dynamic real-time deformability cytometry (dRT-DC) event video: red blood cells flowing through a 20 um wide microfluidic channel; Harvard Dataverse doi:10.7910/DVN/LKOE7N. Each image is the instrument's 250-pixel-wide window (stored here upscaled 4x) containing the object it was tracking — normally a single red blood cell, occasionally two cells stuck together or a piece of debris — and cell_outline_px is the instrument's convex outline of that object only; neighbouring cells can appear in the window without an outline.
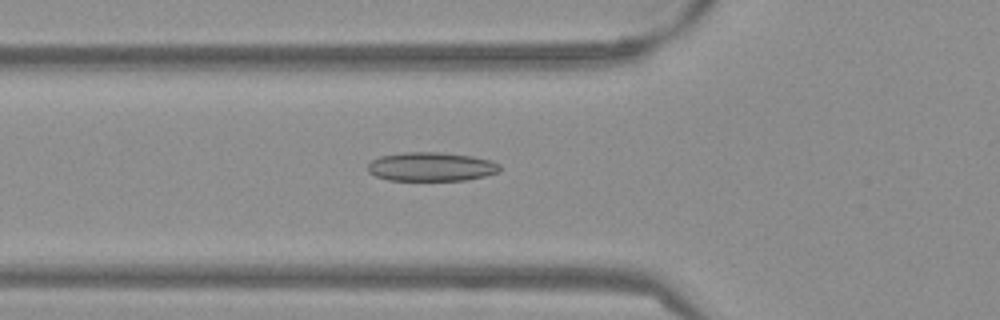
{"species": "Egyptian fruit bat (a non-hibernating species)", "species_latin": "Rousettus aegyptiacus", "temperature_condition": "warm", "stored_images_in_passage": 54, "camera_frame_rate_fps": 3000, "um_per_image_px": 0.085, "frame": {"image": 1, "passage_image": 20, "time_ms": 6.333, "image_size_px": [1000, 320], "cell_outline_px": [[492, 172], [476, 176], [456, 180], [396, 180], [380, 176], [376, 172], [388, 156], [460, 156], [480, 160]], "centroid_in_image_um": [36.67, 14.28], "position_along_channel_um": 89.1, "area_um2": 16.88}}
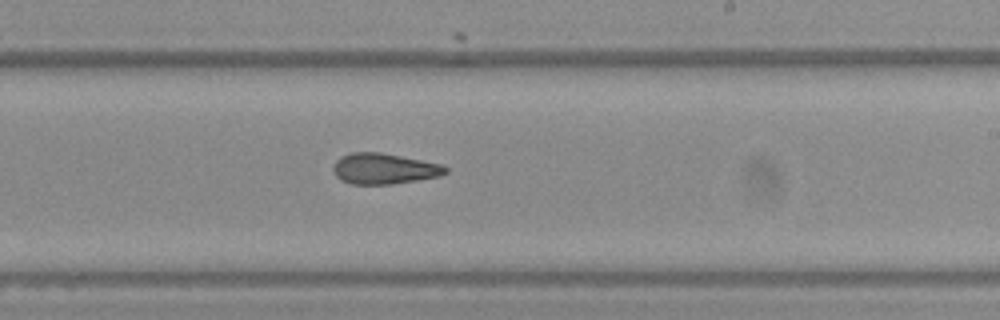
{"frame": {"image": 2, "passage_image": 33, "time_ms": 10.667, "image_size_px": [1000, 320], "cell_outline_px": [[444, 172], [432, 176], [376, 184], [360, 184], [344, 180], [336, 172], [336, 164], [344, 156], [392, 156], [432, 164], [444, 168]], "centroid_in_image_um": [32.58, 14.4], "position_along_channel_um": 256.4, "area_um2": 16.42}}
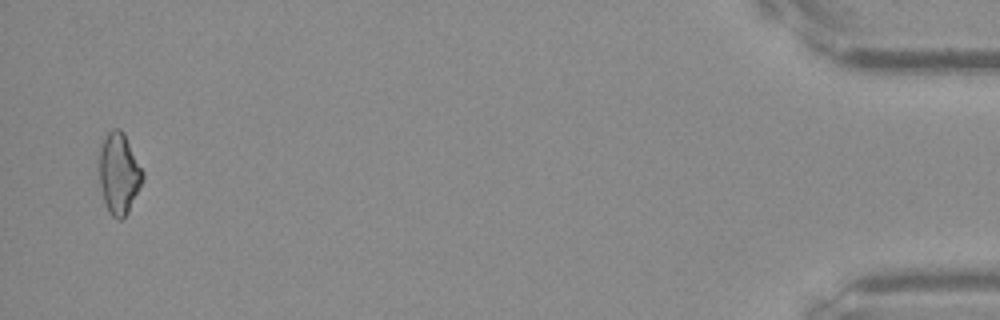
{"frame": {"image": 3, "passage_image": 53, "time_ms": 17.333, "image_size_px": [1000, 320], "cell_outline_px": [[140, 184], [124, 216], [112, 212], [108, 204], [104, 192], [104, 144], [108, 136], [120, 132], [124, 136], [140, 168]], "centroid_in_image_um": [10.19, 14.77], "position_along_channel_um": 425.0, "area_um2": 16.3}}